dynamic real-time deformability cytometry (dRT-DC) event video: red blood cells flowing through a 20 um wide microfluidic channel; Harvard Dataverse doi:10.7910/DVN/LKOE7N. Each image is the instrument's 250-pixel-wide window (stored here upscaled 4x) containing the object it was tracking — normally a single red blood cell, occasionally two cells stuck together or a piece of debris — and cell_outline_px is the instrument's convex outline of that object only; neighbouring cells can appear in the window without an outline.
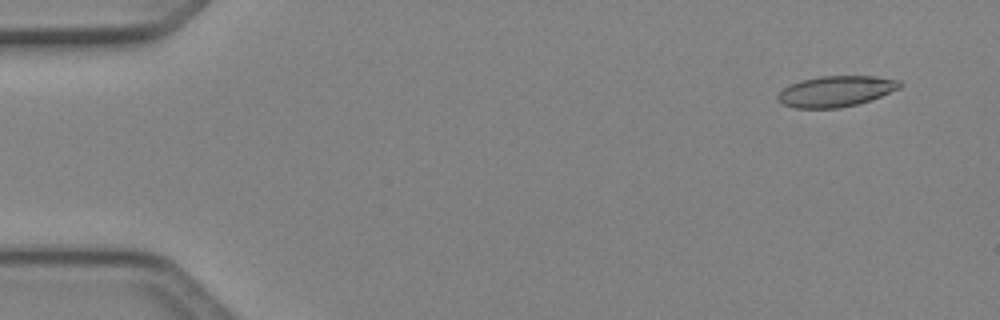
{"species": "Egyptian fruit bat (a non-hibernating species)", "species_latin": "Rousettus aegyptiacus", "temperature_condition": "cold", "stored_images_in_passage": 5, "camera_frame_rate_fps": 3000, "um_per_image_px": 0.085, "animal": {"sex": "female"}, "frame": {"image": 1, "passage_image": 2, "time_ms": 0.333, "image_size_px": [1000, 320], "cell_outline_px": [[904, 84], [900, 88], [880, 96], [856, 104], [840, 108], [796, 108], [784, 104], [776, 100], [776, 96], [788, 84], [800, 80], [820, 76], [876, 76], [900, 80]], "centroid_in_image_um": [71.03, 7.75], "position_along_channel_um": 14.0, "area_um2": 21.96}}
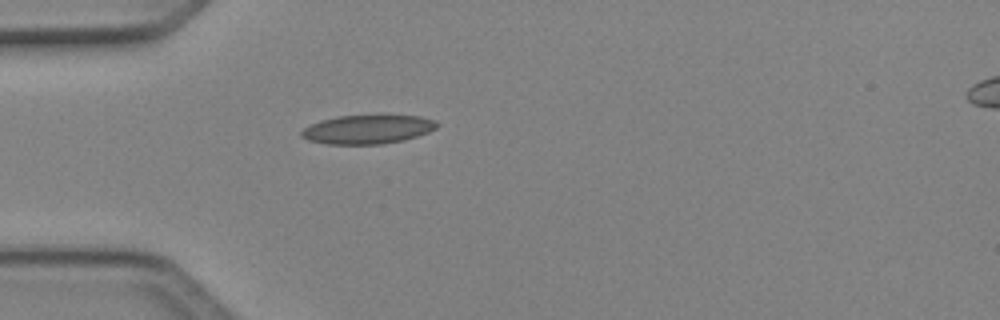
{"frame": {"image": 2, "passage_image": 5, "time_ms": 1.333, "image_size_px": [1000, 320], "cell_outline_px": [[440, 124], [436, 128], [428, 132], [404, 140], [380, 144], [324, 144], [308, 140], [300, 136], [300, 132], [308, 124], [320, 120], [336, 116], [420, 116], [436, 120]], "centroid_in_image_um": [31.21, 11.0], "position_along_channel_um": 53.8, "area_um2": 22.83}}